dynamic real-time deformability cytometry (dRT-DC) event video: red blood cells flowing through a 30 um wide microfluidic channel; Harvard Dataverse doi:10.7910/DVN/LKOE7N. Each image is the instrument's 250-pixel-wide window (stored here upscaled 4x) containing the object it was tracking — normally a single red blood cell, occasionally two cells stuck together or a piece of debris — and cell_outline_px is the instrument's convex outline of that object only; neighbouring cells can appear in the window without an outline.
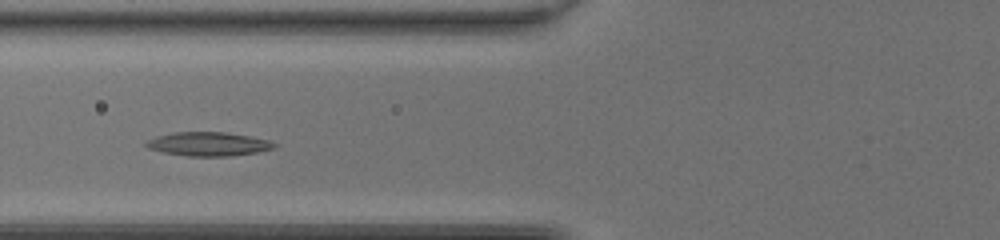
{"species": "common noctule bat (a hibernating species)", "species_latin": "Nyctalus noctula", "temperature_condition": "room temperature", "stored_images_in_passage": 33, "camera_frame_rate_fps": 3000, "um_per_image_px": 0.085, "animal": {"sex": "female", "body_mass_g": 20.0, "forearm_length_mm": 54.0}, "frame": {"image": 1, "passage_image": 5, "time_ms": 1.333, "image_size_px": [1000, 240], "cell_outline_px": [[280, 144], [276, 148], [256, 152], [232, 156], [188, 156], [164, 152], [148, 148], [144, 144], [148, 140], [156, 136], [172, 132], [224, 132], [248, 136], [268, 140]], "centroid_in_image_um": [17.73, 12.24], "position_along_channel_um": 108.1, "area_um2": 17.8}}
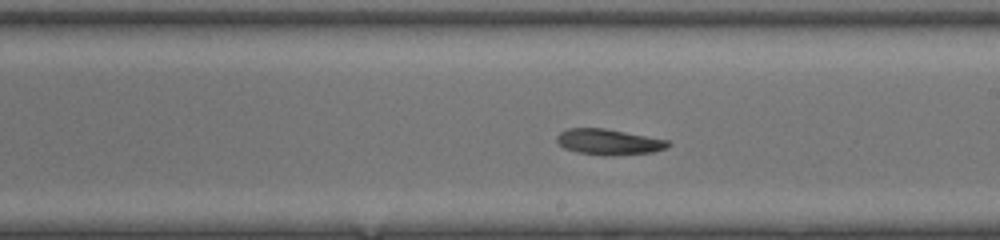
{"frame": {"image": 2, "passage_image": 14, "time_ms": 4.333, "image_size_px": [1000, 240], "cell_outline_px": [[672, 144], [668, 148], [652, 152], [612, 156], [604, 156], [576, 152], [564, 148], [556, 140], [556, 136], [560, 132], [568, 128], [604, 128], [668, 140]], "centroid_in_image_um": [51.75, 12.07], "position_along_channel_um": 237.3, "area_um2": 16.82}}
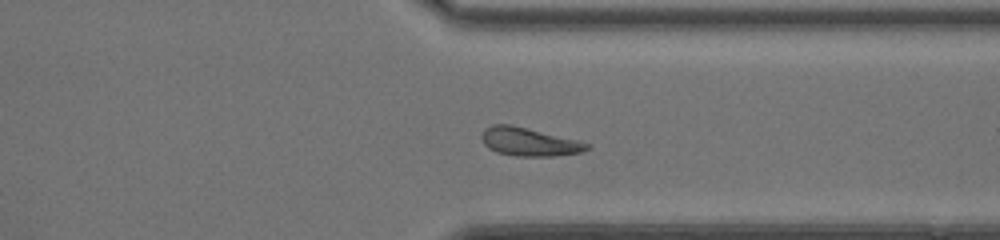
{"frame": {"image": 3, "passage_image": 23, "time_ms": 7.333, "image_size_px": [1000, 240], "cell_outline_px": [[592, 144], [588, 148], [580, 152], [556, 156], [516, 156], [496, 152], [488, 148], [484, 144], [480, 136], [484, 128], [492, 124], [512, 124]], "centroid_in_image_um": [44.92, 12.05], "position_along_channel_um": 366.5, "area_um2": 17.4}, "authors_computed_cell_mechanics": {"area_um2": 17.3978, "velocity_mm_per_s": 4.3074, "shape_relaxation_time_tau1_ms": null, "shape_relaxation_time_tau2_ms": 6.0468, "deformation_change_tau1": null, "deformation_change_tau2": 0.1522}}